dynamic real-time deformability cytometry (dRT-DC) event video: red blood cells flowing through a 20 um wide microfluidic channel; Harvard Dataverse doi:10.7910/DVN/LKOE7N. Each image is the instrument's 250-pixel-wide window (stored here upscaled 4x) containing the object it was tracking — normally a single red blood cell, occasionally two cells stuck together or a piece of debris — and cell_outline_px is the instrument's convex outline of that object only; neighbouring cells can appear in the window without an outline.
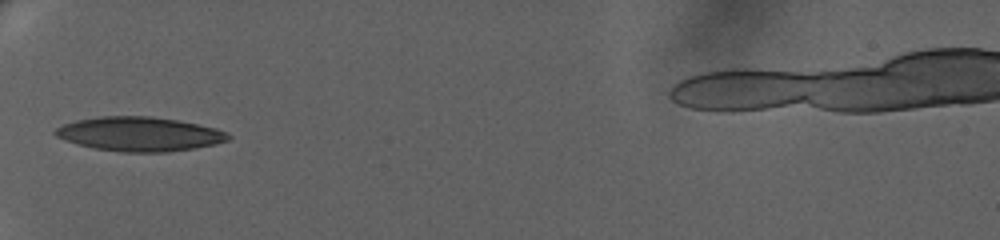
{"species": "human", "species_latin": "Homo sapiens", "temperature_condition": "warm", "stored_images_in_passage": 40, "camera_frame_rate_fps": 3000, "um_per_image_px": 0.085, "donor": {"sex": "female"}, "frame": {"image": 1, "passage_image": 1, "time_ms": 0.0, "image_size_px": [1000, 240], "cell_outline_px": [[232, 136], [228, 140], [216, 144], [168, 152], [120, 152], [96, 148], [76, 144], [64, 140], [56, 136], [52, 132], [56, 128], [64, 124], [76, 120], [100, 116], [152, 116], [176, 120], [216, 128]], "centroid_in_image_um": [11.82, 11.39], "position_along_channel_um": 73.2, "area_um2": 34.39}}
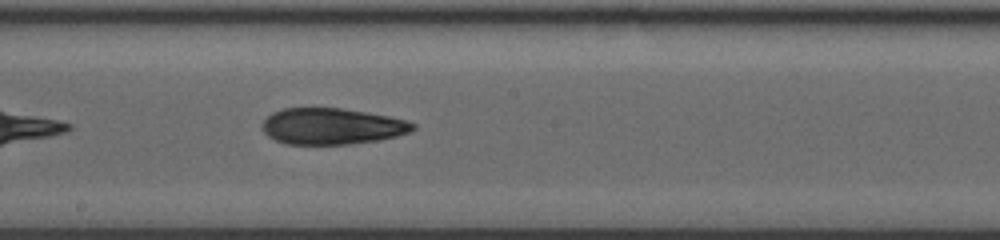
{"frame": {"image": 2, "passage_image": 15, "time_ms": 4.667, "image_size_px": [1000, 240], "cell_outline_px": [[416, 128], [408, 132], [396, 136], [376, 140], [348, 144], [284, 144], [268, 136], [260, 128], [264, 120], [272, 112], [284, 108], [340, 108], [388, 116], [408, 120], [416, 124]], "centroid_in_image_um": [28.18, 10.73], "position_along_channel_um": 220.0, "area_um2": 31.73}}
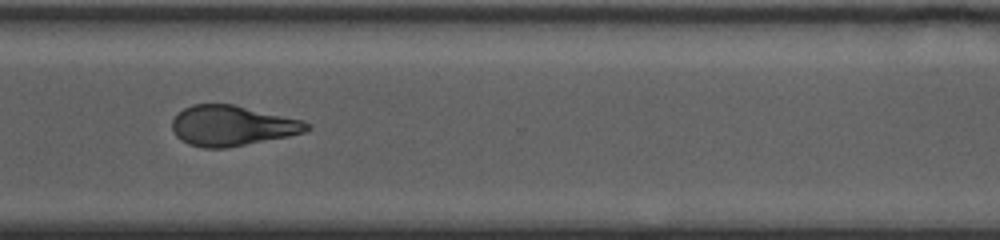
{"frame": {"image": 3, "passage_image": 27, "time_ms": 8.667, "image_size_px": [1000, 240], "cell_outline_px": [[312, 128], [304, 132], [288, 136], [224, 148], [204, 148], [188, 144], [180, 140], [176, 136], [172, 128], [172, 120], [184, 108], [192, 104], [232, 104], [304, 120], [312, 124]], "centroid_in_image_um": [19.74, 10.68], "position_along_channel_um": 350.9, "area_um2": 31.56}, "authors_computed_cell_mechanics": {"area_um2": 32.1079, "velocity_mm_per_s": 3.2763, "shape_relaxation_time_tau1_ms": null, "shape_relaxation_time_tau2_ms": 4.1667, "deformation_change_tau1": null, "deformation_change_tau2": 0.1217}}